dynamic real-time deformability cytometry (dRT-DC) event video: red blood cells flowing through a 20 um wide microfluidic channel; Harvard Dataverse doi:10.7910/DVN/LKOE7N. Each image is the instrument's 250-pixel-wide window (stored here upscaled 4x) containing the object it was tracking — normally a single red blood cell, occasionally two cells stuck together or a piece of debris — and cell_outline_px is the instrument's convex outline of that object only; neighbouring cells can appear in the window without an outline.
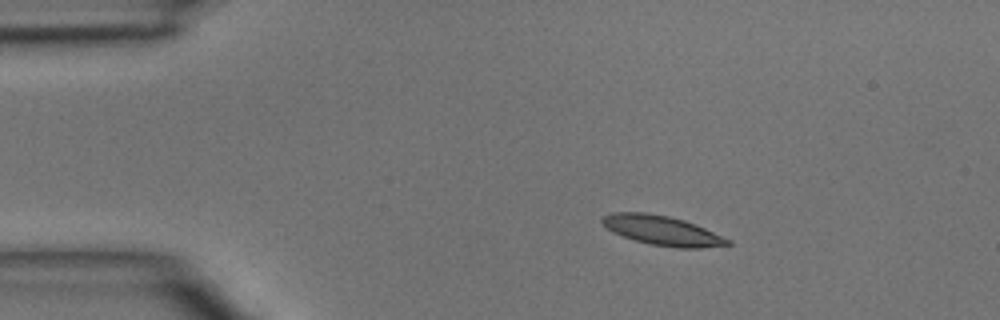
{"species": "common noctule bat (a hibernating species)", "species_latin": "Nyctalus noctula", "temperature_condition": "room temperature", "stored_images_in_passage": 4, "camera_frame_rate_fps": 3000, "um_per_image_px": 0.085, "animal": {"sex": "male", "body_mass_g": 15.6}, "frame": {"image": 1, "passage_image": 1, "time_ms": 0.0, "image_size_px": [1000, 320], "cell_outline_px": [[732, 244], [700, 248], [676, 248], [648, 244], [612, 232], [600, 220], [604, 216], [612, 212], [644, 212], [668, 216], [684, 220], [704, 228], [732, 240]], "centroid_in_image_um": [56.3, 19.6], "position_along_channel_um": 28.7, "area_um2": 21.44}}
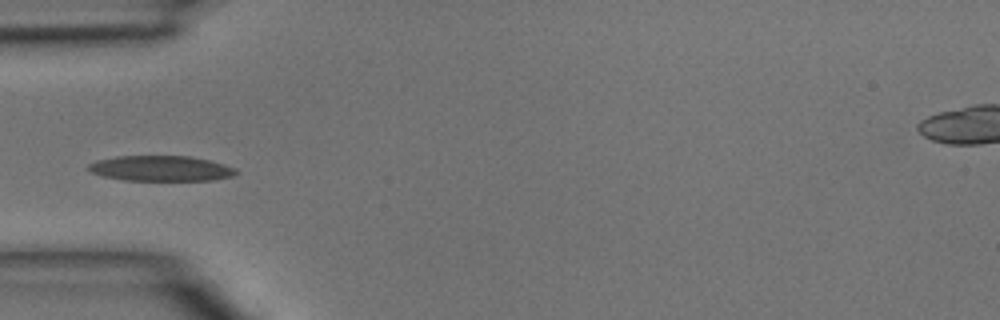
{"frame": {"image": 2, "passage_image": 3, "time_ms": 2.333, "image_size_px": [1000, 320], "cell_outline_px": [[240, 172], [232, 176], [212, 180], [124, 180], [104, 176], [92, 172], [84, 168], [88, 164], [96, 160], [116, 156], [188, 156], [208, 160], [224, 164], [236, 168]], "centroid_in_image_um": [13.66, 14.31], "position_along_channel_um": 71.3, "area_um2": 21.85}}